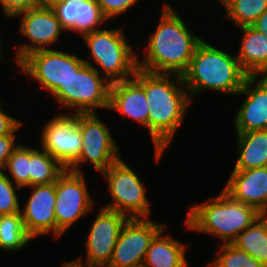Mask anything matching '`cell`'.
Instances as JSON below:
<instances>
[{
  "mask_svg": "<svg viewBox=\"0 0 267 267\" xmlns=\"http://www.w3.org/2000/svg\"><path fill=\"white\" fill-rule=\"evenodd\" d=\"M133 77L144 88L148 101V130L154 144V159L158 162L183 124L188 106L193 100L183 83L182 75L152 73L138 68Z\"/></svg>",
  "mask_w": 267,
  "mask_h": 267,
  "instance_id": "1",
  "label": "cell"
},
{
  "mask_svg": "<svg viewBox=\"0 0 267 267\" xmlns=\"http://www.w3.org/2000/svg\"><path fill=\"white\" fill-rule=\"evenodd\" d=\"M155 30L146 41L145 56L141 62L137 59L138 68L152 73L182 75L203 39L190 30L168 3L162 8Z\"/></svg>",
  "mask_w": 267,
  "mask_h": 267,
  "instance_id": "2",
  "label": "cell"
},
{
  "mask_svg": "<svg viewBox=\"0 0 267 267\" xmlns=\"http://www.w3.org/2000/svg\"><path fill=\"white\" fill-rule=\"evenodd\" d=\"M248 76L236 55L203 40L197 46L182 79L190 98H193L205 88L237 95Z\"/></svg>",
  "mask_w": 267,
  "mask_h": 267,
  "instance_id": "3",
  "label": "cell"
},
{
  "mask_svg": "<svg viewBox=\"0 0 267 267\" xmlns=\"http://www.w3.org/2000/svg\"><path fill=\"white\" fill-rule=\"evenodd\" d=\"M221 191L217 197L192 206L185 225L191 231L214 235L222 240L221 244H227L232 243L263 214Z\"/></svg>",
  "mask_w": 267,
  "mask_h": 267,
  "instance_id": "4",
  "label": "cell"
},
{
  "mask_svg": "<svg viewBox=\"0 0 267 267\" xmlns=\"http://www.w3.org/2000/svg\"><path fill=\"white\" fill-rule=\"evenodd\" d=\"M123 32V28H100L82 36L90 49L92 61L102 71L89 60L84 59L85 63L94 67L99 74L103 73L110 84L132 78L138 69L139 54L134 53Z\"/></svg>",
  "mask_w": 267,
  "mask_h": 267,
  "instance_id": "5",
  "label": "cell"
},
{
  "mask_svg": "<svg viewBox=\"0 0 267 267\" xmlns=\"http://www.w3.org/2000/svg\"><path fill=\"white\" fill-rule=\"evenodd\" d=\"M110 85L94 67L85 64L52 96L62 107L76 108L75 114L96 113V108L108 109Z\"/></svg>",
  "mask_w": 267,
  "mask_h": 267,
  "instance_id": "6",
  "label": "cell"
},
{
  "mask_svg": "<svg viewBox=\"0 0 267 267\" xmlns=\"http://www.w3.org/2000/svg\"><path fill=\"white\" fill-rule=\"evenodd\" d=\"M101 174L107 180L112 197V203L103 208L124 214L129 219L149 218L151 210L145 194L147 188L122 158Z\"/></svg>",
  "mask_w": 267,
  "mask_h": 267,
  "instance_id": "7",
  "label": "cell"
},
{
  "mask_svg": "<svg viewBox=\"0 0 267 267\" xmlns=\"http://www.w3.org/2000/svg\"><path fill=\"white\" fill-rule=\"evenodd\" d=\"M85 64L84 59L75 54L48 48L29 53L16 65L53 94Z\"/></svg>",
  "mask_w": 267,
  "mask_h": 267,
  "instance_id": "8",
  "label": "cell"
},
{
  "mask_svg": "<svg viewBox=\"0 0 267 267\" xmlns=\"http://www.w3.org/2000/svg\"><path fill=\"white\" fill-rule=\"evenodd\" d=\"M79 127L82 150L79 159L68 170L83 173L80 167L89 161L95 170L102 173L120 159L119 147L107 124L100 120L97 113H79Z\"/></svg>",
  "mask_w": 267,
  "mask_h": 267,
  "instance_id": "9",
  "label": "cell"
},
{
  "mask_svg": "<svg viewBox=\"0 0 267 267\" xmlns=\"http://www.w3.org/2000/svg\"><path fill=\"white\" fill-rule=\"evenodd\" d=\"M85 182L84 173L68 169L56 181V238L92 210L94 202Z\"/></svg>",
  "mask_w": 267,
  "mask_h": 267,
  "instance_id": "10",
  "label": "cell"
},
{
  "mask_svg": "<svg viewBox=\"0 0 267 267\" xmlns=\"http://www.w3.org/2000/svg\"><path fill=\"white\" fill-rule=\"evenodd\" d=\"M164 224L148 218L128 219L123 225L106 267H143L146 252Z\"/></svg>",
  "mask_w": 267,
  "mask_h": 267,
  "instance_id": "11",
  "label": "cell"
},
{
  "mask_svg": "<svg viewBox=\"0 0 267 267\" xmlns=\"http://www.w3.org/2000/svg\"><path fill=\"white\" fill-rule=\"evenodd\" d=\"M40 141L43 150L69 169L79 159L82 150L79 113H62L49 119Z\"/></svg>",
  "mask_w": 267,
  "mask_h": 267,
  "instance_id": "12",
  "label": "cell"
},
{
  "mask_svg": "<svg viewBox=\"0 0 267 267\" xmlns=\"http://www.w3.org/2000/svg\"><path fill=\"white\" fill-rule=\"evenodd\" d=\"M97 213L85 245L86 261L87 265L106 267L111 260L119 233L129 218L103 207Z\"/></svg>",
  "mask_w": 267,
  "mask_h": 267,
  "instance_id": "13",
  "label": "cell"
},
{
  "mask_svg": "<svg viewBox=\"0 0 267 267\" xmlns=\"http://www.w3.org/2000/svg\"><path fill=\"white\" fill-rule=\"evenodd\" d=\"M23 15L19 31L23 36L31 40L30 44L19 46L15 60L18 64L29 53L37 50L48 49L47 46L57 41L61 32H64L53 10L46 6H39L21 12Z\"/></svg>",
  "mask_w": 267,
  "mask_h": 267,
  "instance_id": "14",
  "label": "cell"
},
{
  "mask_svg": "<svg viewBox=\"0 0 267 267\" xmlns=\"http://www.w3.org/2000/svg\"><path fill=\"white\" fill-rule=\"evenodd\" d=\"M260 79L248 76L237 93L246 98L234 117L236 133L267 130V75Z\"/></svg>",
  "mask_w": 267,
  "mask_h": 267,
  "instance_id": "15",
  "label": "cell"
},
{
  "mask_svg": "<svg viewBox=\"0 0 267 267\" xmlns=\"http://www.w3.org/2000/svg\"><path fill=\"white\" fill-rule=\"evenodd\" d=\"M32 194L20 210L25 229L32 237L53 233L56 237V182L30 187ZM51 231V232H50Z\"/></svg>",
  "mask_w": 267,
  "mask_h": 267,
  "instance_id": "16",
  "label": "cell"
},
{
  "mask_svg": "<svg viewBox=\"0 0 267 267\" xmlns=\"http://www.w3.org/2000/svg\"><path fill=\"white\" fill-rule=\"evenodd\" d=\"M222 190L233 200L267 214V166L233 170Z\"/></svg>",
  "mask_w": 267,
  "mask_h": 267,
  "instance_id": "17",
  "label": "cell"
},
{
  "mask_svg": "<svg viewBox=\"0 0 267 267\" xmlns=\"http://www.w3.org/2000/svg\"><path fill=\"white\" fill-rule=\"evenodd\" d=\"M51 9L63 31H73L81 36L100 30L97 27L107 21L97 0H66L54 4Z\"/></svg>",
  "mask_w": 267,
  "mask_h": 267,
  "instance_id": "18",
  "label": "cell"
},
{
  "mask_svg": "<svg viewBox=\"0 0 267 267\" xmlns=\"http://www.w3.org/2000/svg\"><path fill=\"white\" fill-rule=\"evenodd\" d=\"M108 109L116 110L148 129V101L144 88L134 77L111 83Z\"/></svg>",
  "mask_w": 267,
  "mask_h": 267,
  "instance_id": "19",
  "label": "cell"
},
{
  "mask_svg": "<svg viewBox=\"0 0 267 267\" xmlns=\"http://www.w3.org/2000/svg\"><path fill=\"white\" fill-rule=\"evenodd\" d=\"M241 46L236 57L249 76L267 75V36L251 26H242Z\"/></svg>",
  "mask_w": 267,
  "mask_h": 267,
  "instance_id": "20",
  "label": "cell"
},
{
  "mask_svg": "<svg viewBox=\"0 0 267 267\" xmlns=\"http://www.w3.org/2000/svg\"><path fill=\"white\" fill-rule=\"evenodd\" d=\"M162 229L152 240L143 267H188L185 245ZM164 232V233H163Z\"/></svg>",
  "mask_w": 267,
  "mask_h": 267,
  "instance_id": "21",
  "label": "cell"
},
{
  "mask_svg": "<svg viewBox=\"0 0 267 267\" xmlns=\"http://www.w3.org/2000/svg\"><path fill=\"white\" fill-rule=\"evenodd\" d=\"M236 134L239 157L233 170H250L267 166V130Z\"/></svg>",
  "mask_w": 267,
  "mask_h": 267,
  "instance_id": "22",
  "label": "cell"
},
{
  "mask_svg": "<svg viewBox=\"0 0 267 267\" xmlns=\"http://www.w3.org/2000/svg\"><path fill=\"white\" fill-rule=\"evenodd\" d=\"M232 244L267 267V214L240 233Z\"/></svg>",
  "mask_w": 267,
  "mask_h": 267,
  "instance_id": "23",
  "label": "cell"
},
{
  "mask_svg": "<svg viewBox=\"0 0 267 267\" xmlns=\"http://www.w3.org/2000/svg\"><path fill=\"white\" fill-rule=\"evenodd\" d=\"M67 169L53 156L41 148L30 147L29 187L34 185L52 184Z\"/></svg>",
  "mask_w": 267,
  "mask_h": 267,
  "instance_id": "24",
  "label": "cell"
},
{
  "mask_svg": "<svg viewBox=\"0 0 267 267\" xmlns=\"http://www.w3.org/2000/svg\"><path fill=\"white\" fill-rule=\"evenodd\" d=\"M33 238L27 233L21 213L0 215V249L19 251Z\"/></svg>",
  "mask_w": 267,
  "mask_h": 267,
  "instance_id": "25",
  "label": "cell"
},
{
  "mask_svg": "<svg viewBox=\"0 0 267 267\" xmlns=\"http://www.w3.org/2000/svg\"><path fill=\"white\" fill-rule=\"evenodd\" d=\"M265 10L267 0H234L225 8V19L238 27L250 26Z\"/></svg>",
  "mask_w": 267,
  "mask_h": 267,
  "instance_id": "26",
  "label": "cell"
},
{
  "mask_svg": "<svg viewBox=\"0 0 267 267\" xmlns=\"http://www.w3.org/2000/svg\"><path fill=\"white\" fill-rule=\"evenodd\" d=\"M9 171V179L18 187H29L30 174V147L19 144L8 158L7 163L3 169Z\"/></svg>",
  "mask_w": 267,
  "mask_h": 267,
  "instance_id": "27",
  "label": "cell"
},
{
  "mask_svg": "<svg viewBox=\"0 0 267 267\" xmlns=\"http://www.w3.org/2000/svg\"><path fill=\"white\" fill-rule=\"evenodd\" d=\"M219 248L216 250L217 258L208 267H266L232 243L220 244Z\"/></svg>",
  "mask_w": 267,
  "mask_h": 267,
  "instance_id": "28",
  "label": "cell"
},
{
  "mask_svg": "<svg viewBox=\"0 0 267 267\" xmlns=\"http://www.w3.org/2000/svg\"><path fill=\"white\" fill-rule=\"evenodd\" d=\"M4 172L0 170V215L20 213L22 208L16 193L21 188L14 185Z\"/></svg>",
  "mask_w": 267,
  "mask_h": 267,
  "instance_id": "29",
  "label": "cell"
},
{
  "mask_svg": "<svg viewBox=\"0 0 267 267\" xmlns=\"http://www.w3.org/2000/svg\"><path fill=\"white\" fill-rule=\"evenodd\" d=\"M138 1L139 0H97V3L104 17L108 20L111 17L113 18L114 16L125 13Z\"/></svg>",
  "mask_w": 267,
  "mask_h": 267,
  "instance_id": "30",
  "label": "cell"
},
{
  "mask_svg": "<svg viewBox=\"0 0 267 267\" xmlns=\"http://www.w3.org/2000/svg\"><path fill=\"white\" fill-rule=\"evenodd\" d=\"M6 17H16L17 14L42 5V0H0Z\"/></svg>",
  "mask_w": 267,
  "mask_h": 267,
  "instance_id": "31",
  "label": "cell"
},
{
  "mask_svg": "<svg viewBox=\"0 0 267 267\" xmlns=\"http://www.w3.org/2000/svg\"><path fill=\"white\" fill-rule=\"evenodd\" d=\"M23 122L9 135L0 136V170H3L8 158L12 155L13 151L19 146L16 145V131L22 126Z\"/></svg>",
  "mask_w": 267,
  "mask_h": 267,
  "instance_id": "32",
  "label": "cell"
},
{
  "mask_svg": "<svg viewBox=\"0 0 267 267\" xmlns=\"http://www.w3.org/2000/svg\"><path fill=\"white\" fill-rule=\"evenodd\" d=\"M0 105V136L11 134L23 121L5 113Z\"/></svg>",
  "mask_w": 267,
  "mask_h": 267,
  "instance_id": "33",
  "label": "cell"
},
{
  "mask_svg": "<svg viewBox=\"0 0 267 267\" xmlns=\"http://www.w3.org/2000/svg\"><path fill=\"white\" fill-rule=\"evenodd\" d=\"M250 26L267 36V10H265Z\"/></svg>",
  "mask_w": 267,
  "mask_h": 267,
  "instance_id": "34",
  "label": "cell"
},
{
  "mask_svg": "<svg viewBox=\"0 0 267 267\" xmlns=\"http://www.w3.org/2000/svg\"><path fill=\"white\" fill-rule=\"evenodd\" d=\"M60 267H100V266H93V265H85V263L82 261V257H79L78 259L72 260L70 262H64Z\"/></svg>",
  "mask_w": 267,
  "mask_h": 267,
  "instance_id": "35",
  "label": "cell"
},
{
  "mask_svg": "<svg viewBox=\"0 0 267 267\" xmlns=\"http://www.w3.org/2000/svg\"><path fill=\"white\" fill-rule=\"evenodd\" d=\"M66 0H42V5L51 8L54 4L64 2Z\"/></svg>",
  "mask_w": 267,
  "mask_h": 267,
  "instance_id": "36",
  "label": "cell"
},
{
  "mask_svg": "<svg viewBox=\"0 0 267 267\" xmlns=\"http://www.w3.org/2000/svg\"><path fill=\"white\" fill-rule=\"evenodd\" d=\"M234 0H219L221 4L223 5L224 9Z\"/></svg>",
  "mask_w": 267,
  "mask_h": 267,
  "instance_id": "37",
  "label": "cell"
},
{
  "mask_svg": "<svg viewBox=\"0 0 267 267\" xmlns=\"http://www.w3.org/2000/svg\"><path fill=\"white\" fill-rule=\"evenodd\" d=\"M0 38H1V37H0ZM2 43H3V42H2L1 39H0V60H1V57H2V53H3V52H2V49H3V48H2V45H1Z\"/></svg>",
  "mask_w": 267,
  "mask_h": 267,
  "instance_id": "38",
  "label": "cell"
}]
</instances>
